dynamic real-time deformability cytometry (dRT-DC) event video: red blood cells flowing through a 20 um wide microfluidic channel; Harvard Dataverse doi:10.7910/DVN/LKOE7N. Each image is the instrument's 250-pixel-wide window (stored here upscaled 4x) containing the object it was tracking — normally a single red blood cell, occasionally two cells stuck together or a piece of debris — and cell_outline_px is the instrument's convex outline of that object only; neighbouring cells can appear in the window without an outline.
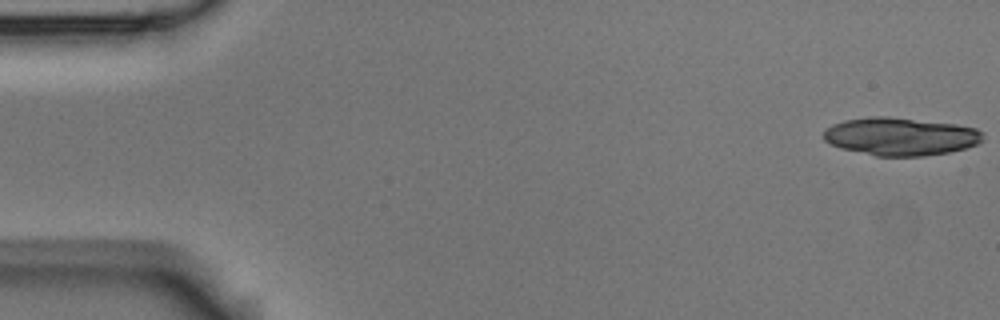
{"species": "Egyptian fruit bat (a non-hibernating species)", "species_latin": "Rousettus aegyptiacus", "temperature_condition": "room temperature", "stored_images_in_passage": 8, "camera_frame_rate_fps": 3000, "um_per_image_px": 0.085, "animal": {"sex": "male"}, "frame": {"image": 1, "passage_image": 1, "time_ms": 0.0, "image_size_px": [1000, 320], "cell_outline_px": [[984, 140], [980, 144], [948, 152], [924, 156], [876, 156], [840, 148], [824, 140], [824, 132], [832, 124], [844, 120], [872, 116], [888, 116], [956, 124], [976, 128], [984, 132]], "centroid_in_image_um": [76.58, 11.59], "position_along_channel_um": 8.4, "area_um2": 35.37}}
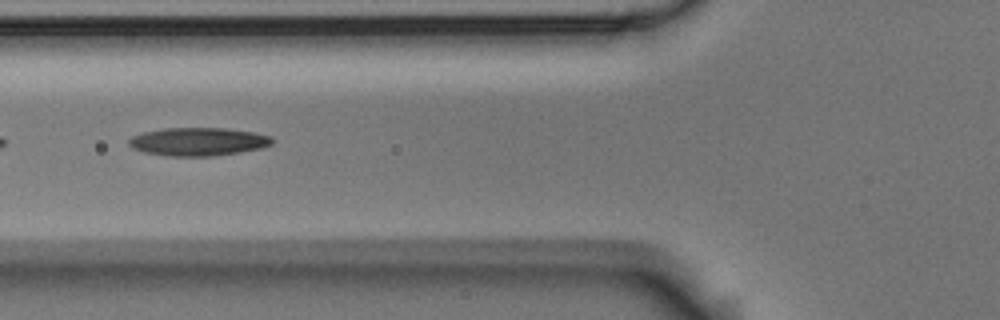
{"frame": {"image": 2, "passage_image": 6, "time_ms": 1.667, "image_size_px": [1000, 320], "cell_outline_px": [[272, 144], [260, 148], [240, 152], [212, 156], [172, 156], [144, 152], [132, 148], [128, 144], [128, 140], [132, 136], [144, 132], [164, 128], [228, 128], [256, 132], [272, 136]], "centroid_in_image_um": [16.86, 12.03], "position_along_channel_um": 108.9, "area_um2": 23.58}}
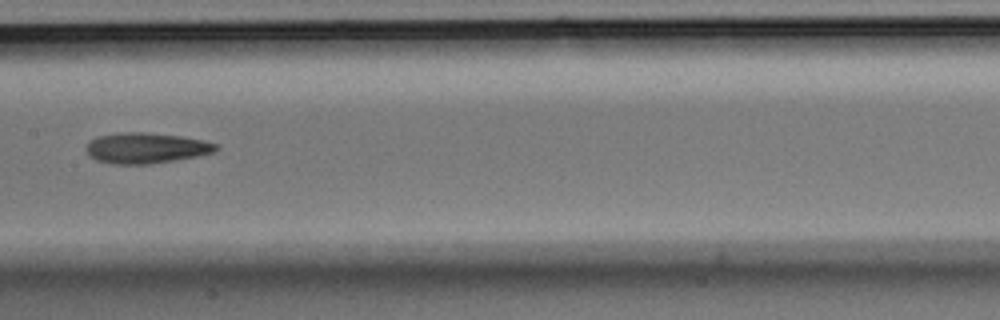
{"frame": {"image": 3, "passage_image": 8, "time_ms": 2.333, "image_size_px": [1000, 320], "cell_outline_px": [[220, 148], [216, 152], [200, 156], [148, 164], [112, 164], [96, 160], [88, 152], [88, 144], [92, 140], [100, 136], [120, 132], [144, 132], [180, 136], [204, 140], [216, 144]], "centroid_in_image_um": [12.49, 12.58], "position_along_channel_um": 194.9, "area_um2": 23.0}}